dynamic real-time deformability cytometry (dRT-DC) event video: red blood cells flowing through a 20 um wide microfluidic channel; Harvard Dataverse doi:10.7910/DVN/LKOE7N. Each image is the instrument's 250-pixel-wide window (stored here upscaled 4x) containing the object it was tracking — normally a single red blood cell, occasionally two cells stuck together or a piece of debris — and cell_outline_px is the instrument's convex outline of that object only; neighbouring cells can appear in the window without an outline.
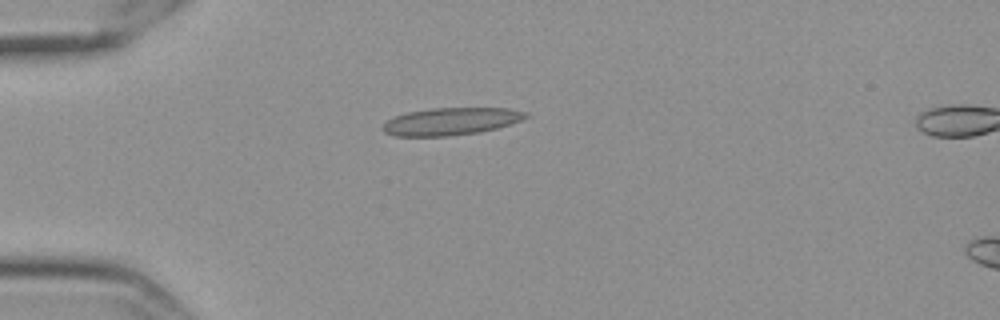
{"species": "Egyptian fruit bat (a non-hibernating species)", "species_latin": "Rousettus aegyptiacus", "temperature_condition": "cold", "stored_images_in_passage": 16, "segment_of_instrument_passage": [1, 2], "camera_frame_rate_fps": 3000, "um_per_image_px": 0.085, "frame": {"image": 1, "passage_image": 1, "time_ms": 0.0, "image_size_px": [1000, 320], "cell_outline_px": [[528, 116], [520, 120], [496, 128], [480, 132], [448, 136], [392, 136], [384, 132], [380, 128], [392, 116], [408, 112], [432, 108], [508, 108], [528, 112]], "centroid_in_image_um": [38.28, 10.32], "position_along_channel_um": 46.7, "area_um2": 22.83}}
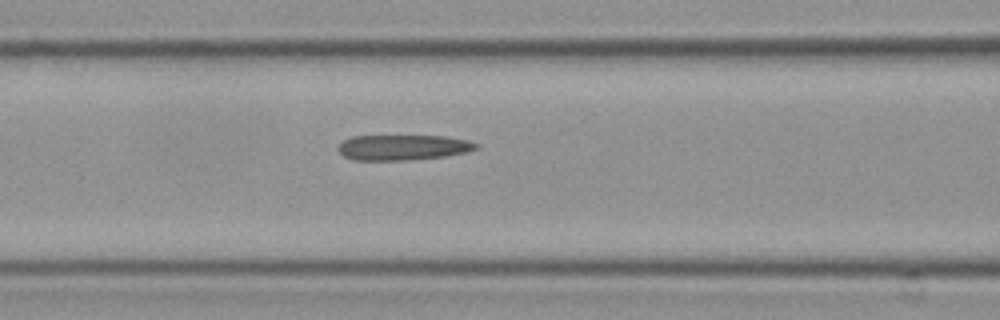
{"frame": {"image": 2, "passage_image": 10, "time_ms": 3.0, "image_size_px": [1000, 320], "cell_outline_px": [[480, 148], [468, 152], [444, 156], [412, 160], [352, 160], [344, 156], [336, 148], [344, 140], [352, 136], [448, 136], [468, 140], [480, 144]], "centroid_in_image_um": [34.3, 12.53], "position_along_channel_um": 132.3, "area_um2": 20.63}}
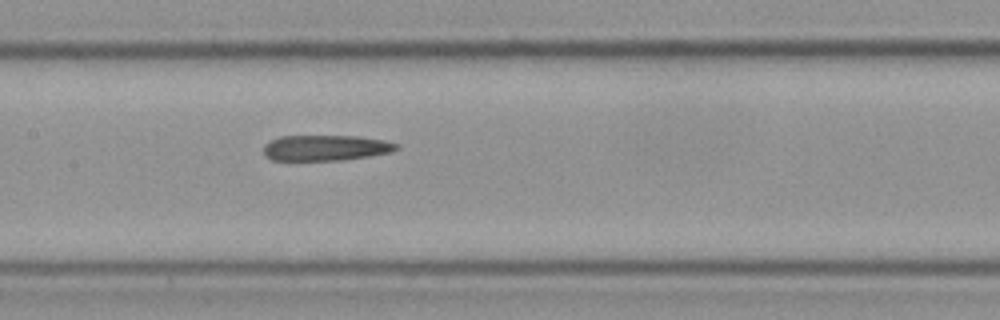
{"frame": {"image": 3, "passage_image": 14, "time_ms": 4.333, "image_size_px": [1000, 320], "cell_outline_px": [[400, 148], [392, 152], [368, 156], [340, 160], [272, 160], [264, 156], [264, 144], [280, 136], [356, 136], [384, 140], [400, 144]], "centroid_in_image_um": [27.7, 12.56], "position_along_channel_um": 179.7, "area_um2": 19.88}}